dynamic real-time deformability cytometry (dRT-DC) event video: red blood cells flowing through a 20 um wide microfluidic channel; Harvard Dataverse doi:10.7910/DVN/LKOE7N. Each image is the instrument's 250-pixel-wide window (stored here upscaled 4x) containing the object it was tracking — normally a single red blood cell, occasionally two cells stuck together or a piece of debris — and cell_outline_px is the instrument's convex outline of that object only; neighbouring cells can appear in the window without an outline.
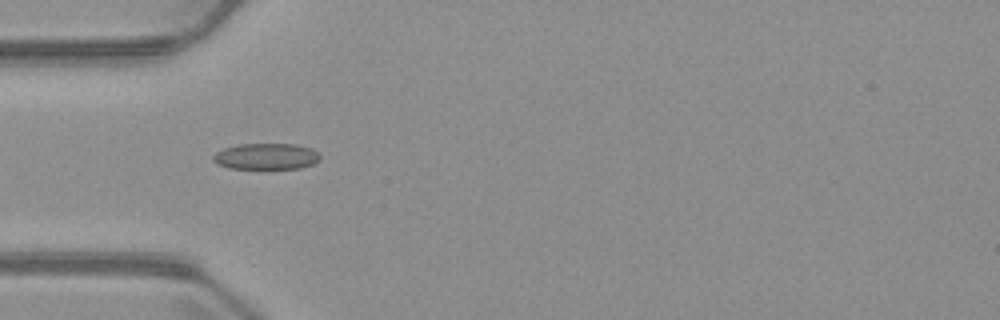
{"species": "common noctule bat (a hibernating species)", "species_latin": "Nyctalus noctula", "temperature_condition": "warm", "stored_images_in_passage": 8, "camera_frame_rate_fps": 3000, "um_per_image_px": 0.085, "animal": {"sex": "male", "body_mass_g": 23.1, "forearm_length_mm": 52.7}, "frame": {"image": 1, "passage_image": 4, "time_ms": 4.667, "image_size_px": [1000, 320], "cell_outline_px": [[320, 160], [312, 164], [300, 168], [228, 168], [216, 164], [212, 160], [212, 156], [216, 152], [224, 148], [240, 144], [296, 144], [312, 148], [320, 156]], "centroid_in_image_um": [22.61, 13.29], "position_along_channel_um": 62.4, "area_um2": 16.3}}
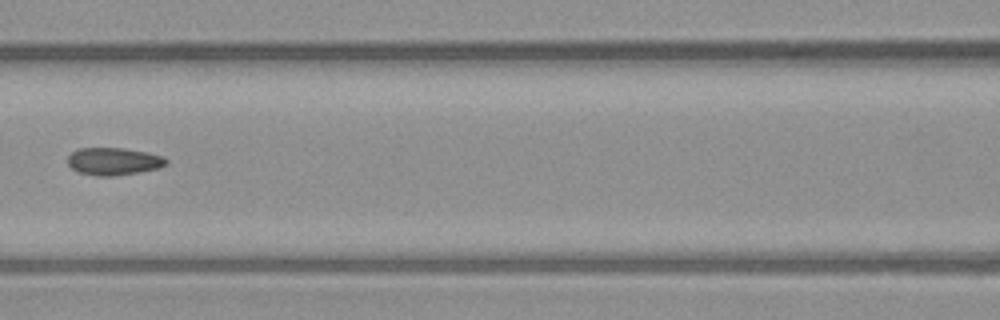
{"frame": {"image": 2, "passage_image": 6, "time_ms": 7.0, "image_size_px": [1000, 320], "cell_outline_px": [[168, 164], [160, 168], [112, 176], [96, 176], [80, 172], [72, 168], [68, 164], [68, 156], [72, 152], [80, 148], [124, 148], [148, 152], [164, 156], [168, 160]], "centroid_in_image_um": [9.7, 13.7], "position_along_channel_um": 156.9, "area_um2": 15.78}}
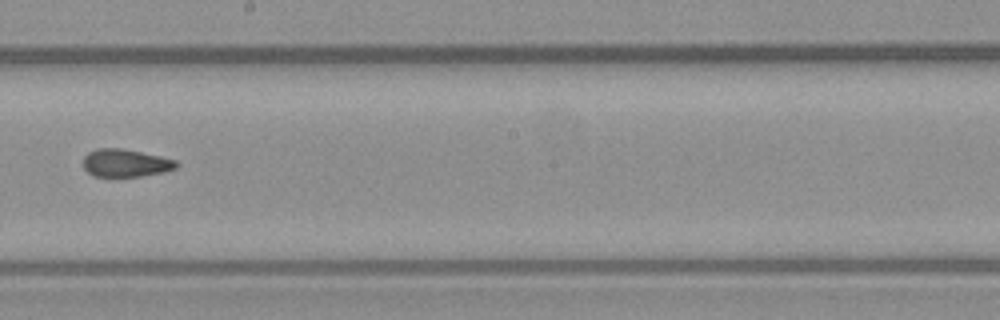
{"frame": {"image": 3, "passage_image": 8, "time_ms": 9.0, "image_size_px": [1000, 320], "cell_outline_px": [[180, 164], [176, 168], [164, 172], [140, 176], [92, 176], [84, 168], [84, 156], [88, 152], [96, 148], [120, 148], [160, 156], [176, 160]], "centroid_in_image_um": [10.68, 13.85], "position_along_channel_um": 237.5, "area_um2": 15.03}}